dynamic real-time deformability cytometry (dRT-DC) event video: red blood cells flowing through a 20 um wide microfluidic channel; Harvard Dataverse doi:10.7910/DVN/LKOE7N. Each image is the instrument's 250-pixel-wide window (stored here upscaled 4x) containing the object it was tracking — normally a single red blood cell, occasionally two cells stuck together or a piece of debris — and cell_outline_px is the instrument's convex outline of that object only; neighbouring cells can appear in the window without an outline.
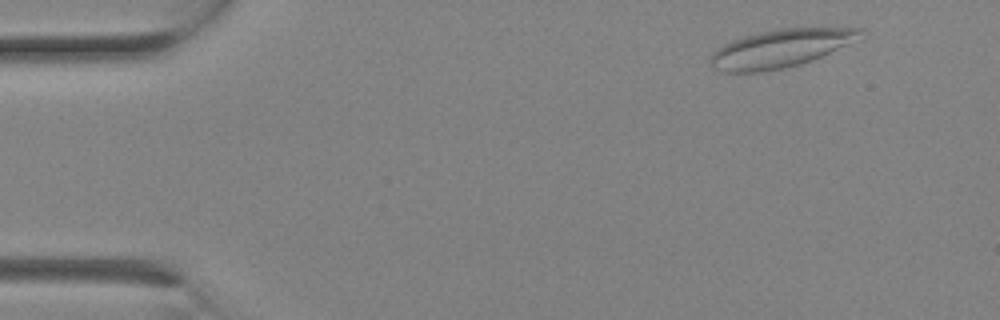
{"species": "Egyptian fruit bat (a non-hibernating species)", "species_latin": "Rousettus aegyptiacus", "temperature_condition": "room temperature", "stored_images_in_passage": 2, "camera_frame_rate_fps": 3000, "um_per_image_px": 0.085, "animal": {"sex": "female"}, "frame": {"image": 1, "passage_image": 1, "time_ms": 0.0, "image_size_px": [1000, 320], "cell_outline_px": [[864, 32], [844, 44], [812, 60], [800, 64], [784, 68], [760, 72], [724, 72], [712, 68], [712, 52], [716, 48], [732, 40], [744, 36], [760, 32], [780, 28], [864, 28]], "centroid_in_image_um": [66.24, 4.12], "position_along_channel_um": 18.8, "area_um2": 32.37}}